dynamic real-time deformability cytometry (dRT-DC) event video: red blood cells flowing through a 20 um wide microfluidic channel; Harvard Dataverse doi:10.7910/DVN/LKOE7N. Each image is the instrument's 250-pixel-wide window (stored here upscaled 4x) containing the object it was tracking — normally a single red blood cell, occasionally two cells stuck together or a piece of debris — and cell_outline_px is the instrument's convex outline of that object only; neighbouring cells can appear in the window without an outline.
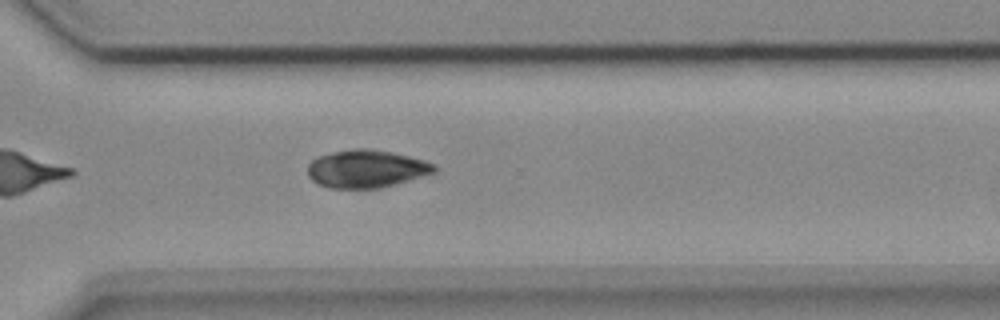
{"species": "common noctule bat (a hibernating species)", "species_latin": "Nyctalus noctula", "temperature_condition": "cold", "stored_images_in_passage": 11, "camera_frame_rate_fps": 3000, "um_per_image_px": 0.085, "animal": {"sex": "female", "body_mass_g": 18.4}, "frame": {"image": 1, "passage_image": 11, "time_ms": 3.333, "image_size_px": [1000, 320], "cell_outline_px": [[436, 172], [380, 188], [328, 188], [312, 180], [308, 176], [308, 164], [316, 156], [332, 152], [352, 148], [372, 148], [392, 152], [424, 160], [436, 164]], "centroid_in_image_um": [31.12, 14.33], "position_along_channel_um": 339.5, "area_um2": 27.98}}